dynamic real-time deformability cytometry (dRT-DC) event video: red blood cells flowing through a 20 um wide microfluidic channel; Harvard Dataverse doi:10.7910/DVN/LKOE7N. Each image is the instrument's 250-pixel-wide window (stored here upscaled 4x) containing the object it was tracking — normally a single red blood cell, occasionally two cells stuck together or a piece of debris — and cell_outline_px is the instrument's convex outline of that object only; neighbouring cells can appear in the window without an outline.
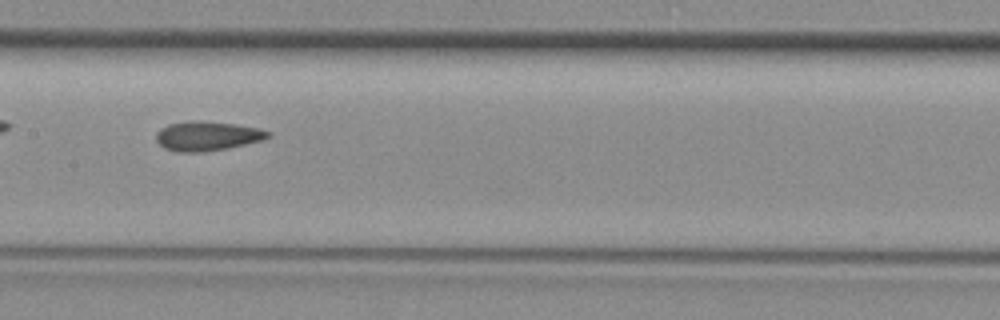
{"species": "common noctule bat (a hibernating species)", "species_latin": "Nyctalus noctula", "temperature_condition": "room temperature", "stored_images_in_passage": 30, "camera_frame_rate_fps": 3000, "um_per_image_px": 0.085, "animal": {"sex": "female", "body_mass_g": 29.2, "forearm_length_mm": 56.3}, "frame": {"image": 1, "passage_image": 9, "time_ms": 2.667, "image_size_px": [1000, 320], "cell_outline_px": [[268, 136], [264, 140], [228, 148], [200, 152], [176, 152], [164, 148], [156, 140], [156, 132], [160, 128], [168, 124], [192, 120], [196, 120], [236, 124], [256, 128], [268, 132]], "centroid_in_image_um": [17.55, 11.56], "position_along_channel_um": 189.8, "area_um2": 19.07}}